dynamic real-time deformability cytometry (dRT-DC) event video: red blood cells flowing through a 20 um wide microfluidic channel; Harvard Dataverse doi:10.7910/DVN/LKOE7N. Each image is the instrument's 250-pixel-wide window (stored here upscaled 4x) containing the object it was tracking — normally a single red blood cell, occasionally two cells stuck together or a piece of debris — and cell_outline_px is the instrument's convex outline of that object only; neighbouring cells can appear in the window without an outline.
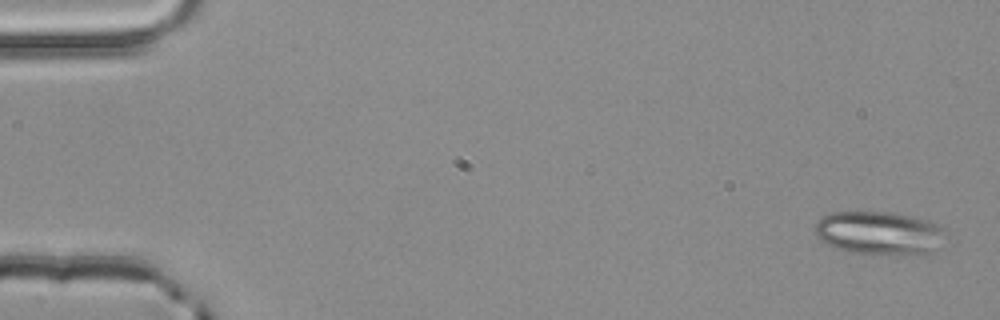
{"species": "common noctule bat (a hibernating species)", "species_latin": "Nyctalus noctula", "temperature_condition": "room temperature", "stored_images_in_passage": 4, "camera_frame_rate_fps": 3000, "um_per_image_px": 0.085, "animal": {"sex": "male", "body_mass_g": 20.4}, "frame": {"image": 1, "passage_image": 1, "time_ms": 0.0, "image_size_px": [1000, 320], "cell_outline_px": [[944, 228], [932, 252], [928, 256], [864, 256], [844, 252], [824, 244], [812, 232], [812, 228], [816, 220], [820, 216], [832, 212], [888, 212], [912, 216], [928, 220]], "centroid_in_image_um": [74.6, 19.86], "position_along_channel_um": 10.4, "area_um2": 34.39}}